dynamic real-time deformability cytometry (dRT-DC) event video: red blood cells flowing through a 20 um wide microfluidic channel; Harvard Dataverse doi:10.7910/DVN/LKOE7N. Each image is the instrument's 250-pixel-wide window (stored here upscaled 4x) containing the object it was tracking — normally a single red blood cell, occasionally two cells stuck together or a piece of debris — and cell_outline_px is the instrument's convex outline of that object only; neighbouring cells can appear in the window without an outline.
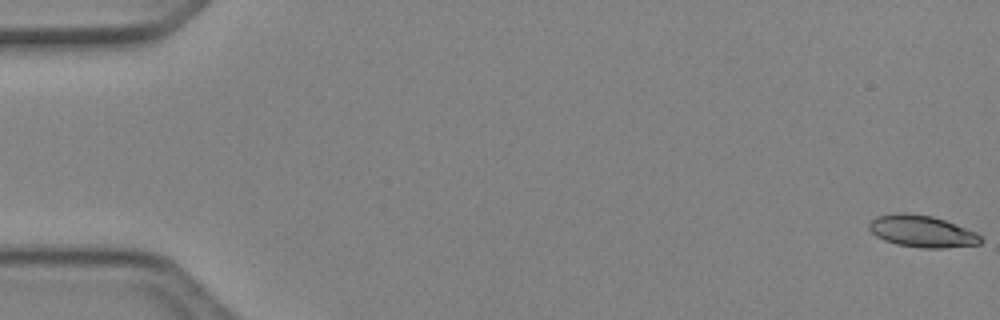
{"species": "Egyptian fruit bat (a non-hibernating species)", "species_latin": "Rousettus aegyptiacus", "temperature_condition": "cold", "stored_images_in_passage": 5, "camera_frame_rate_fps": 3000, "um_per_image_px": 0.085, "animal": {"sex": "female"}, "frame": {"image": 1, "passage_image": 1, "time_ms": 0.0, "image_size_px": [1000, 320], "cell_outline_px": [[984, 240], [980, 244], [944, 248], [920, 248], [896, 244], [884, 240], [876, 236], [868, 228], [868, 224], [876, 216], [896, 212], [904, 212], [932, 216], [944, 220], [976, 232]], "centroid_in_image_um": [78.35, 19.66], "position_along_channel_um": 6.6, "area_um2": 20.81}}
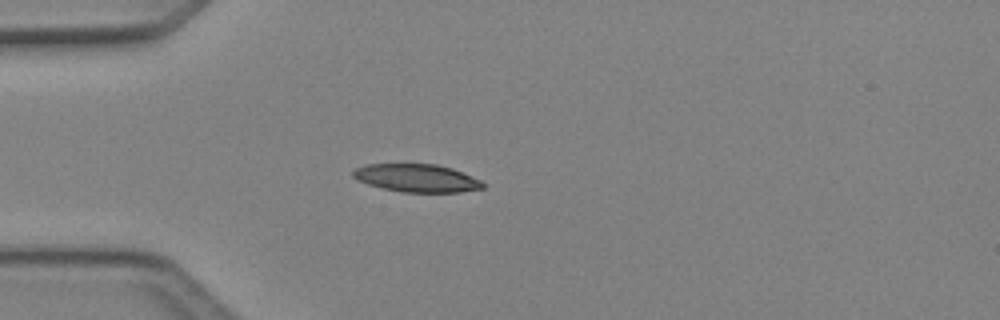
{"frame": {"image": 2, "passage_image": 5, "time_ms": 1.333, "image_size_px": [1000, 320], "cell_outline_px": [[484, 188], [460, 192], [404, 192], [384, 188], [368, 184], [356, 180], [352, 176], [352, 172], [356, 168], [364, 164], [436, 164], [452, 168], [480, 180], [484, 184]], "centroid_in_image_um": [35.4, 15.13], "position_along_channel_um": 49.6, "area_um2": 21.04}}